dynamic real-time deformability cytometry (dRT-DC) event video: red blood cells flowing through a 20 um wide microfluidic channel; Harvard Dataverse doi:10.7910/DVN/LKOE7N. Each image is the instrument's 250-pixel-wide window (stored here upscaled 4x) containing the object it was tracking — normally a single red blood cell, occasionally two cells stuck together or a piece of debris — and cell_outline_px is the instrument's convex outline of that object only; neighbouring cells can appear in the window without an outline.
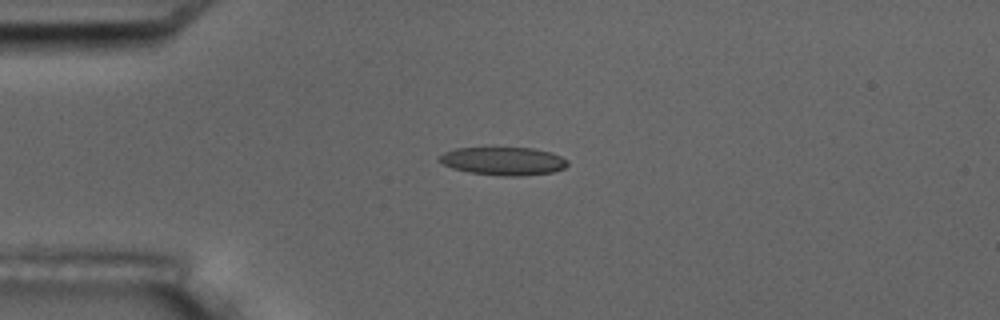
{"species": "common noctule bat (a hibernating species)", "species_latin": "Nyctalus noctula", "temperature_condition": "room temperature", "stored_images_in_passage": 3, "camera_frame_rate_fps": 3000, "um_per_image_px": 0.085, "animal": {"sex": "male", "body_mass_g": 17.5, "forearm_length_mm": 52.3}, "frame": {"image": 1, "passage_image": 1, "time_ms": 0.0, "image_size_px": [1000, 320], "cell_outline_px": [[568, 164], [564, 168], [552, 172], [520, 176], [504, 176], [468, 172], [452, 168], [444, 164], [440, 160], [440, 156], [444, 152], [456, 148], [532, 148], [552, 152], [568, 160]], "centroid_in_image_um": [42.81, 13.69], "position_along_channel_um": 42.2, "area_um2": 20.87}}